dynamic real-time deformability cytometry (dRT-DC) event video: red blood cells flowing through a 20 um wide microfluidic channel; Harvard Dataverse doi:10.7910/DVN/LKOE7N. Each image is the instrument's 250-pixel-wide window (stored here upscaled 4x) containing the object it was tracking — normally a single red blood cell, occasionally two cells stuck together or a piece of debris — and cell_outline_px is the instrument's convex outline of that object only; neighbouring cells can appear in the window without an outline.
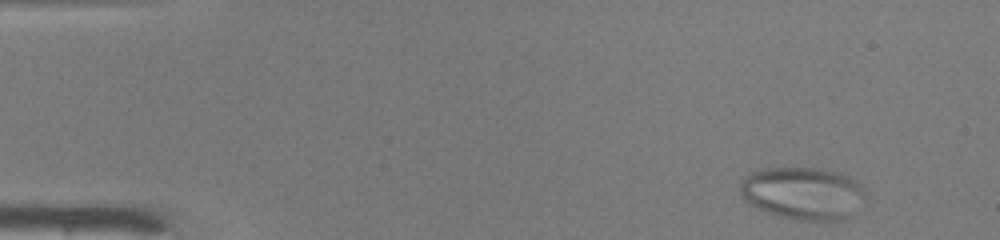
{"species": "common noctule bat (a hibernating species)", "species_latin": "Nyctalus noctula", "temperature_condition": "warm", "stored_images_in_passage": 46, "camera_frame_rate_fps": 3000, "um_per_image_px": 0.085, "animal": {"sex": "male", "body_mass_g": 19.0, "forearm_length_mm": 50.8}, "frame": {"image": 1, "passage_image": 1, "time_ms": 0.0, "image_size_px": [1000, 240], "cell_outline_px": [[864, 196], [848, 220], [824, 224], [800, 220], [780, 216], [756, 208], [748, 204], [740, 196], [740, 184], [744, 176], [760, 168], [820, 168], [840, 172], [856, 180], [864, 188]], "centroid_in_image_um": [68.25, 16.46], "position_along_channel_um": 16.7, "area_um2": 39.3}}
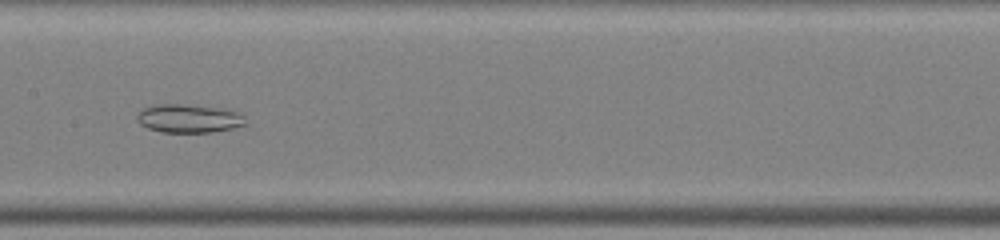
{"frame": {"image": 2, "passage_image": 22, "time_ms": 7.0, "image_size_px": [1000, 240], "cell_outline_px": [[244, 124], [232, 128], [212, 132], [160, 132], [148, 128], [140, 124], [140, 112], [144, 108], [164, 104], [176, 104], [212, 108], [232, 112], [244, 116]], "centroid_in_image_um": [16.02, 10.1], "position_along_channel_um": 191.4, "area_um2": 16.99}}
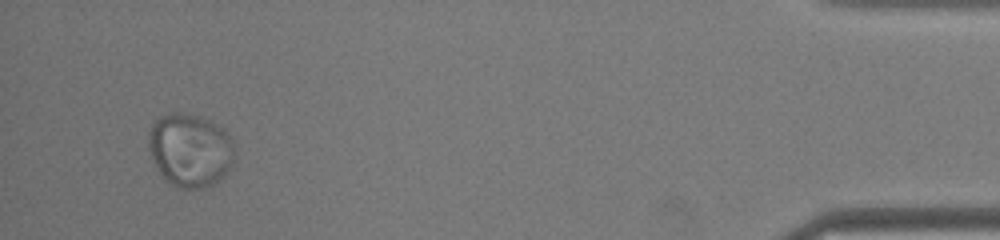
{"frame": {"image": 3, "passage_image": 44, "time_ms": 14.333, "image_size_px": [1000, 240], "cell_outline_px": [[236, 156], [232, 164], [224, 176], [212, 184], [204, 188], [184, 188], [172, 184], [160, 172], [152, 156], [148, 136], [152, 124], [156, 120], [164, 116], [180, 112], [196, 116], [208, 120], [224, 128], [228, 132], [232, 140]], "centroid_in_image_um": [16.22, 12.76], "position_along_channel_um": 419.0, "area_um2": 36.24}}